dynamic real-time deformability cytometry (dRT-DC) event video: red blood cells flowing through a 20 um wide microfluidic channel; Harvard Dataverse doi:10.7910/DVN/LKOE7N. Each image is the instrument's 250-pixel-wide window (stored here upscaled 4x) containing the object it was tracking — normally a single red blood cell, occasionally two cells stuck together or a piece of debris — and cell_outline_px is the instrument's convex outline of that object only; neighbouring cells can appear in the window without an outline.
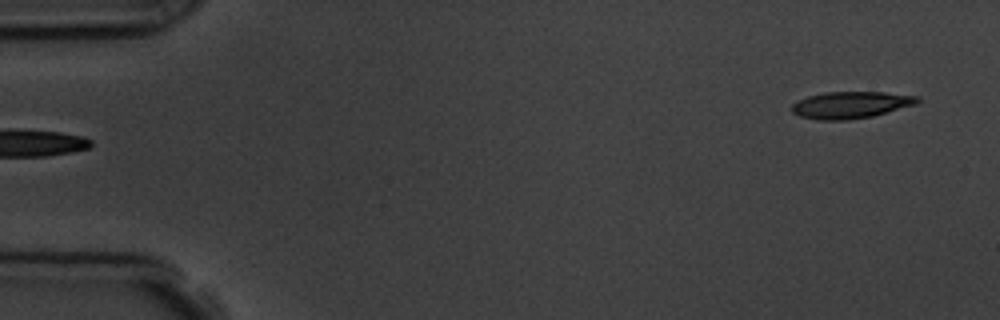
{"species": "common noctule bat (a hibernating species)", "species_latin": "Nyctalus noctula", "temperature_condition": "room temperature", "stored_images_in_passage": 3, "segment_of_instrument_passage": [2, 2], "camera_frame_rate_fps": 3000, "um_per_image_px": 0.085, "animal": {"sex": "male", "body_mass_g": 19.5, "forearm_length_mm": 54.6}, "frame": {"image": 1, "passage_image": 3, "time_ms": 3.333, "image_size_px": [1000, 320], "cell_outline_px": [[920, 100], [916, 104], [872, 116], [848, 120], [816, 120], [800, 116], [792, 112], [792, 104], [808, 96], [824, 92], [884, 92], [920, 96]], "centroid_in_image_um": [72.32, 8.91], "position_along_channel_um": 12.7, "area_um2": 19.59}}